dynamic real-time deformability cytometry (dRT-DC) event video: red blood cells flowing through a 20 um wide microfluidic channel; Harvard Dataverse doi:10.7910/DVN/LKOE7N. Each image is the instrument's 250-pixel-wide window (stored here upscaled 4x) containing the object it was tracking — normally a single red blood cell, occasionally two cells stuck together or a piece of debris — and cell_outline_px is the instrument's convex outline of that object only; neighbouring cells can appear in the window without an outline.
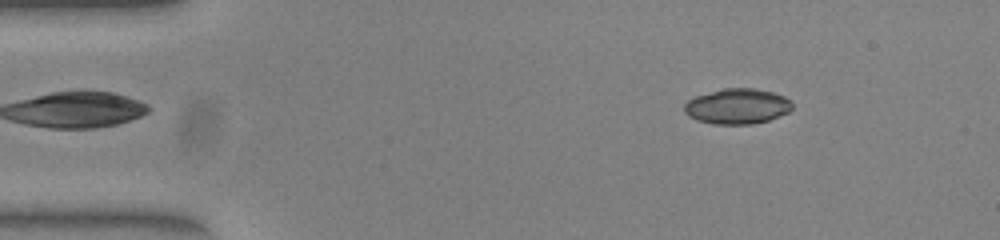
{"species": "common noctule bat (a hibernating species)", "species_latin": "Nyctalus noctula", "temperature_condition": "warm", "stored_images_in_passage": 48, "camera_frame_rate_fps": 3000, "um_per_image_px": 0.085, "animal": {"sex": "female", "body_mass_g": 23.0, "forearm_length_mm": 53.4}, "frame": {"image": 1, "passage_image": 3, "time_ms": 0.667, "image_size_px": [1000, 240], "cell_outline_px": [[792, 108], [788, 112], [768, 120], [752, 124], [716, 124], [696, 120], [688, 116], [684, 112], [684, 104], [688, 100], [696, 96], [724, 88], [756, 88], [772, 92], [784, 96], [792, 104]], "centroid_in_image_um": [62.65, 9.03], "position_along_channel_um": 22.4, "area_um2": 22.14}}
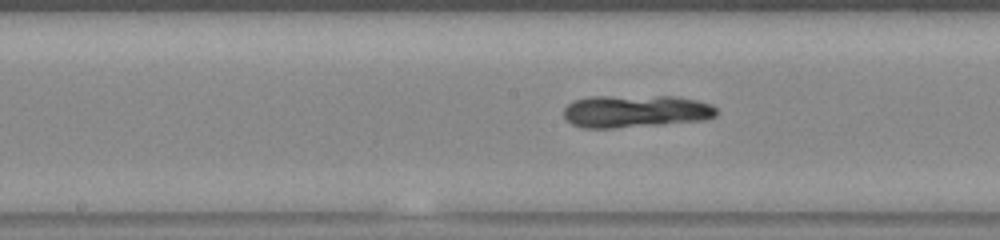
{"frame": {"image": 2, "passage_image": 22, "time_ms": 7.0, "image_size_px": [1000, 240], "cell_outline_px": [[716, 116], [704, 120], [660, 124], [612, 128], [580, 128], [572, 124], [564, 116], [564, 108], [568, 104], [576, 100], [588, 96], [676, 96], [696, 100], [712, 104], [716, 108]], "centroid_in_image_um": [54.01, 9.45], "position_along_channel_um": 194.2, "area_um2": 29.02}}
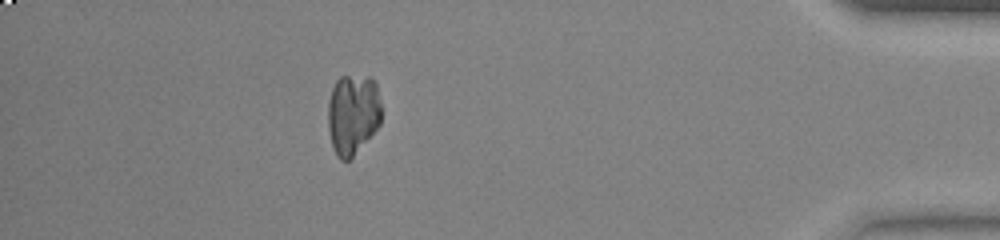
{"frame": {"image": 3, "passage_image": 42, "time_ms": 13.667, "image_size_px": [1000, 240], "cell_outline_px": [[380, 124], [352, 156], [348, 160], [340, 160], [336, 156], [332, 144], [328, 128], [328, 100], [332, 88], [336, 80], [340, 76], [368, 76], [376, 84], [380, 100]], "centroid_in_image_um": [29.96, 9.68], "position_along_channel_um": 405.2, "area_um2": 24.91}}